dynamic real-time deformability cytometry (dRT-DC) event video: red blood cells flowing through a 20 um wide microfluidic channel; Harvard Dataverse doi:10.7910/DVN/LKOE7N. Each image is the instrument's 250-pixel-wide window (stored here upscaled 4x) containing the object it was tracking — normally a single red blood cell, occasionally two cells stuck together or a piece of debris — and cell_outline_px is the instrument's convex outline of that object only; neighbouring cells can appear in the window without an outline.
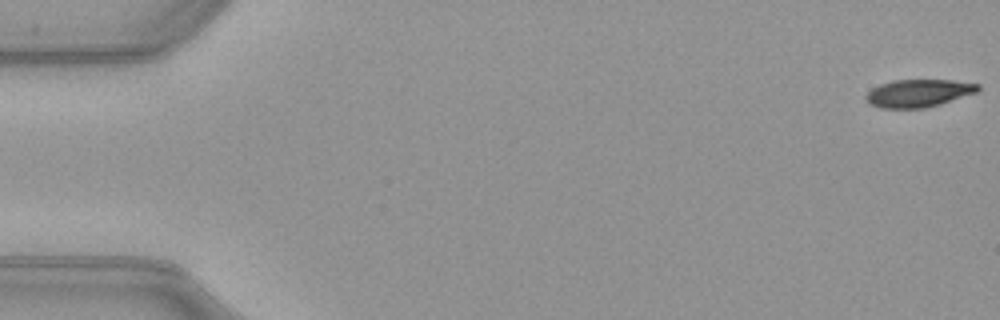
{"species": "common noctule bat (a hibernating species)", "species_latin": "Nyctalus noctula", "temperature_condition": "warm", "stored_images_in_passage": 52, "camera_frame_rate_fps": 3000, "um_per_image_px": 0.085, "animal": {"sex": "female", "body_mass_g": 21.9}, "frame": {"image": 1, "passage_image": 1, "time_ms": 0.0, "image_size_px": [1000, 320], "cell_outline_px": [[980, 88], [976, 92], [940, 104], [924, 108], [880, 108], [872, 104], [864, 96], [872, 88], [880, 84], [892, 80], [952, 80], [980, 84]], "centroid_in_image_um": [78.07, 7.91], "position_along_channel_um": 6.9, "area_um2": 17.92}}
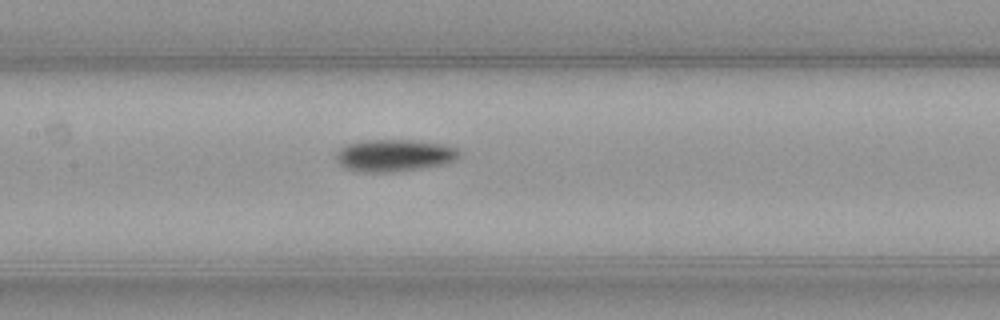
{"frame": {"image": 2, "passage_image": 25, "time_ms": 8.0, "image_size_px": [1000, 320], "cell_outline_px": [[460, 156], [456, 160], [444, 164], [424, 168], [392, 172], [360, 172], [344, 168], [336, 160], [336, 152], [340, 148], [348, 144], [368, 140], [412, 140], [444, 144], [456, 148], [460, 152]], "centroid_in_image_um": [33.53, 13.22], "position_along_channel_um": 173.9, "area_um2": 23.18}}
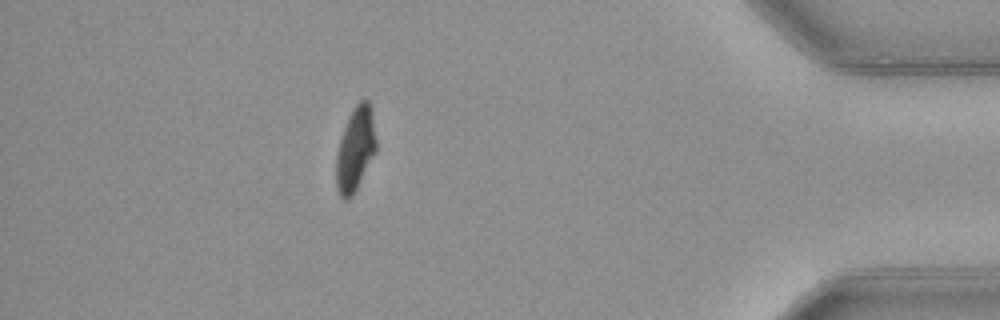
{"frame": {"image": 3, "passage_image": 46, "time_ms": 15.0, "image_size_px": [1000, 320], "cell_outline_px": [[376, 152], [352, 196], [348, 200], [344, 200], [340, 196], [336, 188], [336, 156], [340, 140], [348, 116], [352, 108], [360, 100], [368, 100], [372, 112], [376, 140]], "centroid_in_image_um": [30.2, 12.68], "position_along_channel_um": 405.0, "area_um2": 19.54}, "authors_computed_cell_mechanics": {"area_um2": 20.808, "velocity_mm_per_s": 4.0153, "shape_relaxation_time_tau1_ms": 3.2638, "shape_relaxation_time_tau2_ms": 6.5748, "deformation_change_tau1": 0.1761, "deformation_change_tau2": 0.103}}